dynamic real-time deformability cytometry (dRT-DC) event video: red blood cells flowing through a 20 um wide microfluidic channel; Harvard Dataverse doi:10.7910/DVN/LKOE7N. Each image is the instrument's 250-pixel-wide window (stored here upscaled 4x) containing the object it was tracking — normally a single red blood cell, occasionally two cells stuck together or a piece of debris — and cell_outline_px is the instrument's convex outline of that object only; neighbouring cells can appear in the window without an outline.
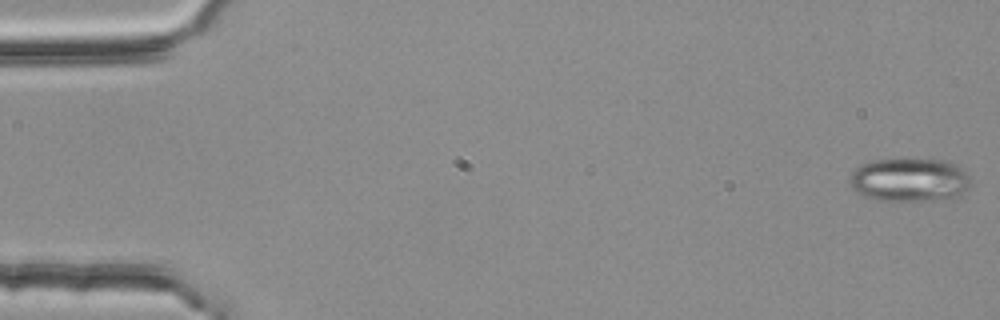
{"species": "common noctule bat (a hibernating species)", "species_latin": "Nyctalus noctula", "temperature_condition": "room temperature", "stored_images_in_passage": 54, "segment_of_instrument_passage": [1, 2], "camera_frame_rate_fps": 3000, "um_per_image_px": 0.085, "animal": {"sex": "female", "body_mass_g": 25.1}, "frame": {"image": 1, "passage_image": 1, "time_ms": 0.0, "image_size_px": [1000, 320], "cell_outline_px": [[968, 184], [960, 196], [952, 200], [876, 200], [864, 196], [856, 192], [852, 188], [848, 180], [852, 172], [856, 168], [872, 160], [904, 156], [948, 160], [956, 164], [968, 176]], "centroid_in_image_um": [77.28, 15.25], "position_along_channel_um": 7.7, "area_um2": 31.62}}